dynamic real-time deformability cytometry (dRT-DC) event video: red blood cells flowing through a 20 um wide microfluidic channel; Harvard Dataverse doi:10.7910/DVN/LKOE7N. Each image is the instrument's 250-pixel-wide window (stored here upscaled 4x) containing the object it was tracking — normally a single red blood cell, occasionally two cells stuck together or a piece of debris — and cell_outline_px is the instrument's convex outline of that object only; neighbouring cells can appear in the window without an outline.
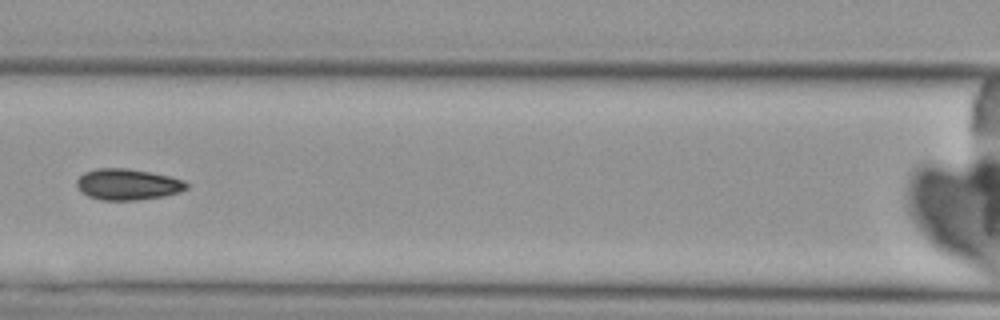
{"species": "Egyptian fruit bat (a non-hibernating species)", "species_latin": "Rousettus aegyptiacus", "temperature_condition": "cold", "stored_images_in_passage": 6, "camera_frame_rate_fps": 3000, "um_per_image_px": 0.085, "animal": {"sex": "female"}, "frame": {"image": 1, "passage_image": 6, "time_ms": 5.667, "image_size_px": [1000, 320], "cell_outline_px": [[188, 188], [180, 192], [164, 196], [136, 200], [100, 200], [88, 196], [80, 192], [76, 184], [76, 180], [84, 172], [96, 168], [128, 168], [168, 176], [184, 180], [188, 184]], "centroid_in_image_um": [10.83, 15.67], "position_along_channel_um": 155.8, "area_um2": 20.0}}